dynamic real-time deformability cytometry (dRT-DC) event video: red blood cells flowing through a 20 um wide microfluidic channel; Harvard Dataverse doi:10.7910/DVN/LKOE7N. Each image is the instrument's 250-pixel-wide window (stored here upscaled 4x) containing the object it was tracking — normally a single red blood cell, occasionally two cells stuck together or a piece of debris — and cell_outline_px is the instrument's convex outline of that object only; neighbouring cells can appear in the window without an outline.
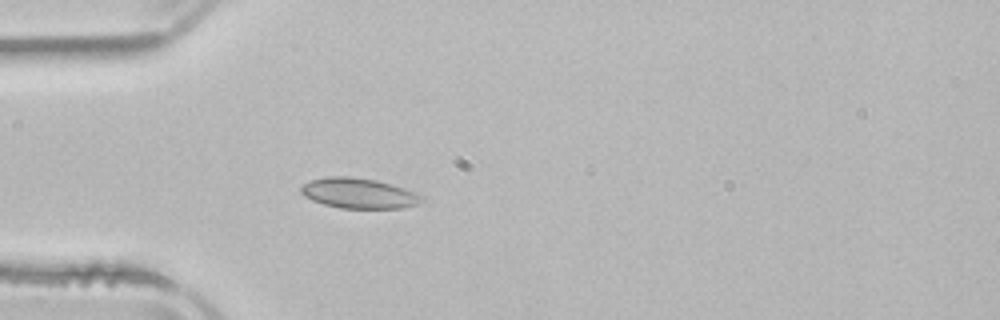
{"species": "common noctule bat (a hibernating species)", "species_latin": "Nyctalus noctula", "temperature_condition": "room temperature", "stored_images_in_passage": 3, "camera_frame_rate_fps": 3000, "um_per_image_px": 0.085, "animal": {"sex": "male", "body_mass_g": 21.5, "forearm_length_mm": 52.0}, "frame": {"image": 1, "passage_image": 3, "time_ms": 3.667, "image_size_px": [1000, 320], "cell_outline_px": [[424, 200], [416, 204], [400, 208], [340, 208], [324, 204], [312, 200], [304, 196], [300, 192], [300, 188], [304, 184], [312, 180], [324, 176], [352, 176], [376, 180], [392, 184], [424, 196]], "centroid_in_image_um": [30.47, 16.42], "position_along_channel_um": 54.5, "area_um2": 21.27}}